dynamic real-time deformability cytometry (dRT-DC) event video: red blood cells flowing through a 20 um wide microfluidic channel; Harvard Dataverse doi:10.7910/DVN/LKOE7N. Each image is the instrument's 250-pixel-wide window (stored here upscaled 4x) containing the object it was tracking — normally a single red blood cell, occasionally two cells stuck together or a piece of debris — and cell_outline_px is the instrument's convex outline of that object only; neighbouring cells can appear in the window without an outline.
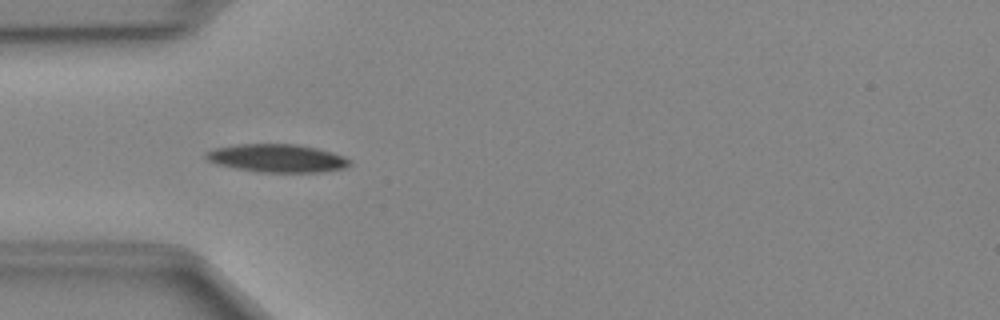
{"species": "Egyptian fruit bat (a non-hibernating species)", "species_latin": "Rousettus aegyptiacus", "temperature_condition": "cold", "stored_images_in_passage": 37, "camera_frame_rate_fps": 3000, "um_per_image_px": 0.085, "animal": {"sex": "female"}, "frame": {"image": 1, "passage_image": 3, "time_ms": 0.667, "image_size_px": [1000, 320], "cell_outline_px": [[352, 164], [344, 168], [324, 172], [260, 172], [236, 168], [216, 164], [208, 160], [204, 156], [204, 152], [216, 148], [240, 144], [296, 144], [316, 148], [332, 152], [344, 156], [352, 160]], "centroid_in_image_um": [23.58, 13.45], "position_along_channel_um": 61.4, "area_um2": 23.58}}
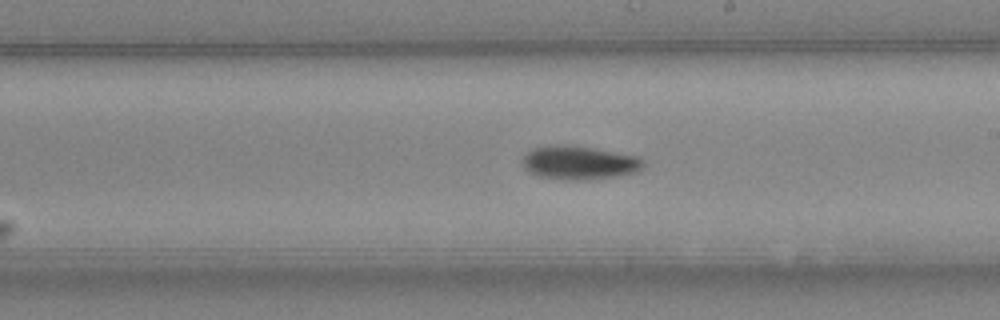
{"frame": {"image": 2, "passage_image": 16, "time_ms": 5.0, "image_size_px": [1000, 320], "cell_outline_px": [[644, 164], [636, 172], [620, 176], [584, 180], [560, 180], [540, 176], [528, 172], [524, 168], [520, 160], [532, 148], [552, 144], [568, 144], [592, 148], [636, 156], [644, 160]], "centroid_in_image_um": [49.17, 13.83], "position_along_channel_um": 239.8, "area_um2": 23.93}}
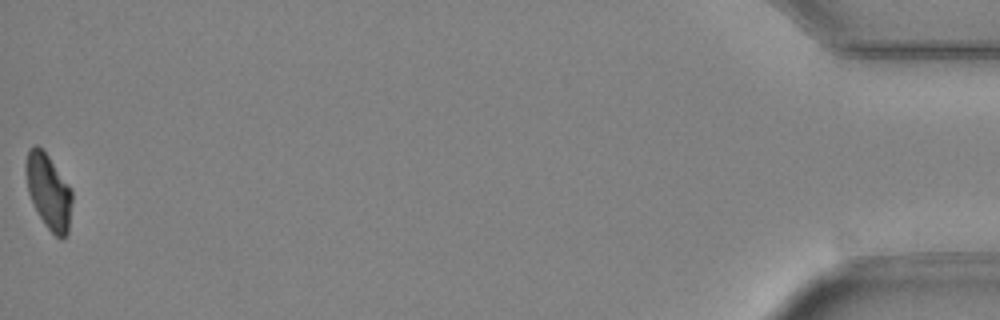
{"frame": {"image": 3, "passage_image": 37, "time_ms": 12.0, "image_size_px": [1000, 320], "cell_outline_px": [[72, 200], [68, 232], [60, 240], [48, 228], [40, 216], [28, 192], [24, 168], [24, 164], [28, 148], [36, 144], [48, 156], [72, 188]], "centroid_in_image_um": [4.12, 16.24], "position_along_channel_um": 431.1, "area_um2": 20.11}}